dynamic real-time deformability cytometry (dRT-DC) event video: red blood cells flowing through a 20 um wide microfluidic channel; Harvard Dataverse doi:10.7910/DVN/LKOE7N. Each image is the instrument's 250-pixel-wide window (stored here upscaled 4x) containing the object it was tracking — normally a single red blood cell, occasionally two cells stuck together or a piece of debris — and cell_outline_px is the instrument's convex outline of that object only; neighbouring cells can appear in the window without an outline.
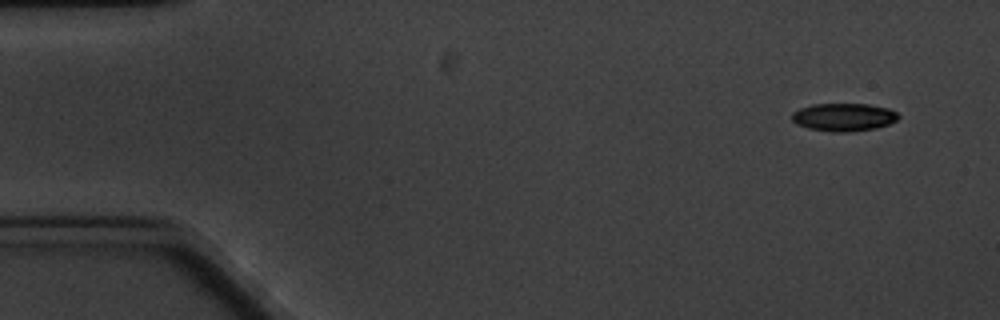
{"species": "common noctule bat (a hibernating species)", "species_latin": "Nyctalus noctula", "temperature_condition": "cold", "stored_images_in_passage": 5, "camera_frame_rate_fps": 3000, "um_per_image_px": 0.085, "animal": {"sex": "male", "body_mass_g": 20.1, "forearm_length_mm": 53.5}, "frame": {"image": 1, "passage_image": 1, "time_ms": 0.0, "image_size_px": [1000, 320], "cell_outline_px": [[900, 116], [896, 120], [888, 124], [876, 128], [848, 132], [832, 132], [808, 128], [796, 124], [792, 120], [792, 112], [800, 108], [812, 104], [868, 104], [888, 108], [896, 112]], "centroid_in_image_um": [71.7, 9.95], "position_along_channel_um": 13.3, "area_um2": 17.34}}
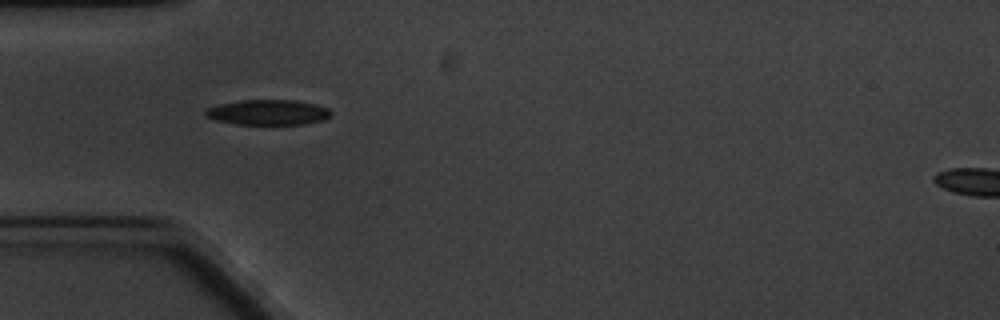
{"frame": {"image": 2, "passage_image": 5, "time_ms": 4.667, "image_size_px": [1000, 320], "cell_outline_px": [[332, 116], [324, 120], [304, 124], [236, 124], [216, 120], [208, 116], [204, 112], [208, 108], [220, 104], [240, 100], [296, 100], [316, 104], [328, 108], [332, 112]], "centroid_in_image_um": [22.85, 9.54], "position_along_channel_um": 62.1, "area_um2": 18.44}}